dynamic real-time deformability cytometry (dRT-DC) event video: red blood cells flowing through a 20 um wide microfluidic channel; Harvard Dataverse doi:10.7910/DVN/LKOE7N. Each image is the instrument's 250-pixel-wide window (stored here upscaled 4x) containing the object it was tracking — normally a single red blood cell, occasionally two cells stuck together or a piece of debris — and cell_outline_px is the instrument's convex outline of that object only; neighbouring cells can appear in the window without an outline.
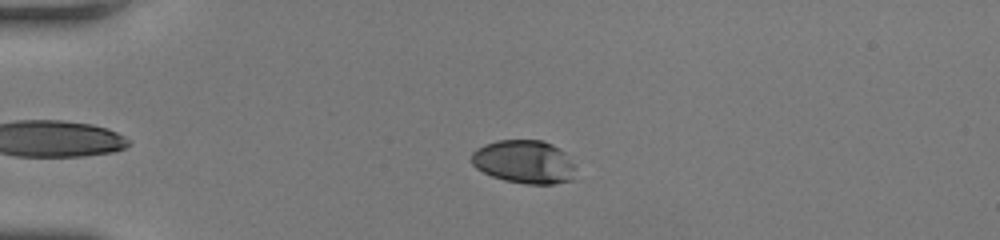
{"species": "human", "species_latin": "Homo sapiens", "temperature_condition": "room temperature", "stored_images_in_passage": 47, "camera_frame_rate_fps": 3000, "um_per_image_px": 0.085, "donor": {"sex": "female"}, "frame": {"image": 1, "passage_image": 11, "time_ms": 3.333, "image_size_px": [1000, 240], "cell_outline_px": [[572, 180], [552, 184], [528, 184], [504, 180], [492, 176], [476, 168], [472, 164], [472, 152], [476, 148], [484, 144], [496, 140], [540, 140], [552, 144], [560, 148], [564, 152], [572, 164]], "centroid_in_image_um": [44.5, 13.74], "position_along_channel_um": 40.5, "area_um2": 26.07}}
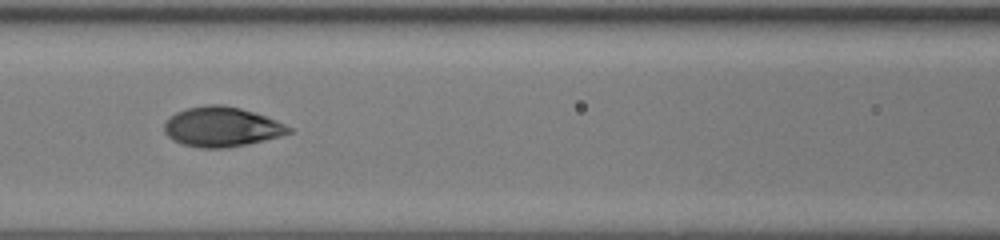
{"frame": {"image": 2, "passage_image": 28, "time_ms": 9.0, "image_size_px": [1000, 240], "cell_outline_px": [[292, 132], [280, 136], [248, 144], [224, 148], [200, 148], [184, 144], [168, 136], [164, 132], [164, 124], [176, 112], [188, 108], [208, 104], [220, 104], [240, 108], [276, 120], [292, 128]], "centroid_in_image_um": [18.85, 10.78], "position_along_channel_um": 147.7, "area_um2": 28.5}}
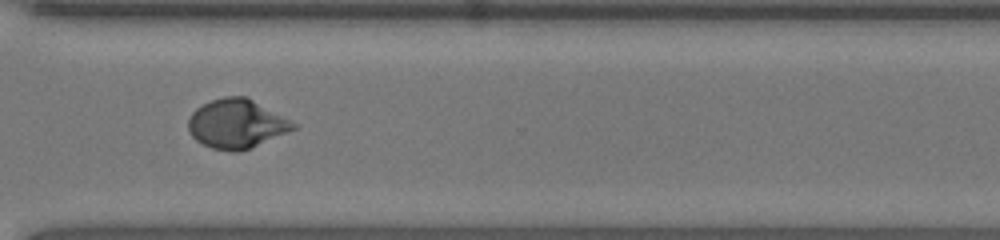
{"frame": {"image": 3, "passage_image": 43, "time_ms": 14.0, "image_size_px": [1000, 240], "cell_outline_px": [[296, 128], [240, 152], [232, 152], [212, 148], [196, 140], [188, 132], [188, 120], [192, 112], [196, 108], [212, 100], [224, 96], [248, 96], [296, 124]], "centroid_in_image_um": [20.07, 10.51], "position_along_channel_um": 350.5, "area_um2": 29.77}, "authors_computed_cell_mechanics": {"area_um2": 27.8018, "velocity_mm_per_s": 4.0187, "shape_relaxation_time_tau1_ms": 6.6209, "shape_relaxation_time_tau2_ms": 1.0454, "deformation_change_tau1": 0.2282, "deformation_change_tau2": 0.0476}}